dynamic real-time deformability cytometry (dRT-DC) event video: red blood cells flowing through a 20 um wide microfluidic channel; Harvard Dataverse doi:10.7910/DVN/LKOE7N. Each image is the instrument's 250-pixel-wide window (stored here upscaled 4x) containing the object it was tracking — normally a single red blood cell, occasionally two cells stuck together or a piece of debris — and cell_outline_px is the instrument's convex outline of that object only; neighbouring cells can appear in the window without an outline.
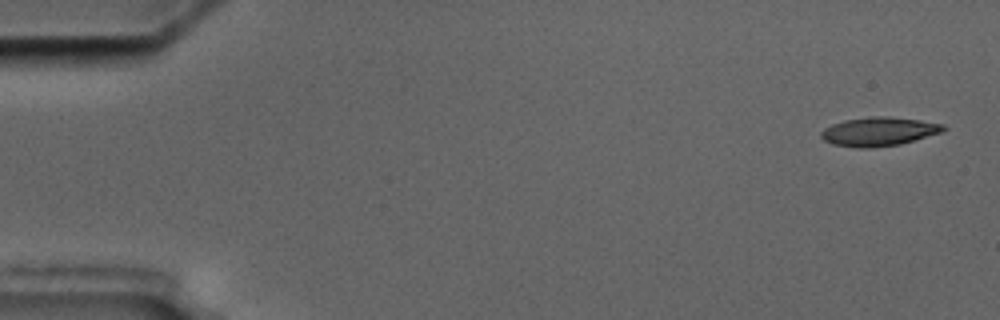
{"species": "common noctule bat (a hibernating species)", "species_latin": "Nyctalus noctula", "temperature_condition": "cold", "stored_images_in_passage": 6, "camera_frame_rate_fps": 3000, "um_per_image_px": 0.085, "animal": {"sex": "male", "body_mass_g": 17.5, "forearm_length_mm": 52.3}, "frame": {"image": 1, "passage_image": 1, "time_ms": 0.0, "image_size_px": [1000, 320], "cell_outline_px": [[948, 128], [940, 132], [900, 144], [868, 148], [856, 148], [832, 144], [824, 140], [820, 136], [820, 132], [824, 128], [832, 124], [844, 120], [872, 116], [884, 116], [920, 120], [944, 124]], "centroid_in_image_um": [74.66, 11.18], "position_along_channel_um": 10.3, "area_um2": 20.46}}
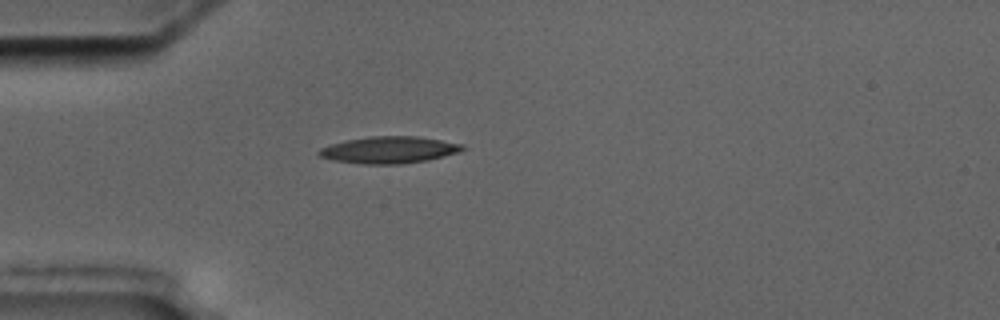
{"frame": {"image": 2, "passage_image": 5, "time_ms": 4.667, "image_size_px": [1000, 320], "cell_outline_px": [[464, 148], [456, 152], [444, 156], [428, 160], [400, 164], [364, 164], [336, 160], [320, 156], [316, 152], [320, 148], [344, 140], [368, 136], [416, 136], [464, 144]], "centroid_in_image_um": [33.05, 12.73], "position_along_channel_um": 51.9, "area_um2": 22.25}}